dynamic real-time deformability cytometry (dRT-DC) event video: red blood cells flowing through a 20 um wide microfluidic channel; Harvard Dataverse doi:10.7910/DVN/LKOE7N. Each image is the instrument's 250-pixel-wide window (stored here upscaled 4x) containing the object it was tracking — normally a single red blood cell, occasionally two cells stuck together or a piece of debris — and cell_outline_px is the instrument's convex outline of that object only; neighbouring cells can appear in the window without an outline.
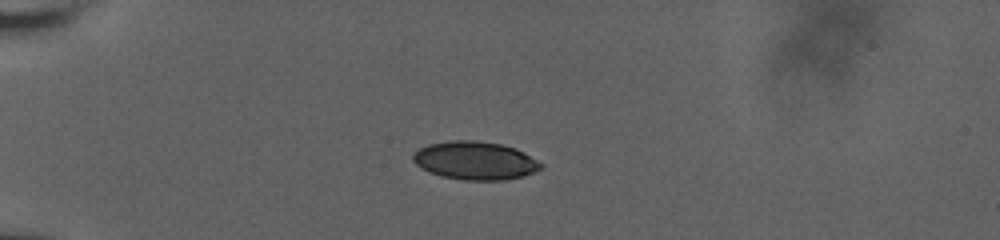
{"species": "human", "species_latin": "Homo sapiens", "temperature_condition": "room temperature", "stored_images_in_passage": 12, "camera_frame_rate_fps": 3000, "um_per_image_px": 0.085, "donor": {"sex": "male"}, "frame": {"image": 1, "passage_image": 6, "time_ms": 5.0, "image_size_px": [1000, 240], "cell_outline_px": [[544, 168], [524, 176], [504, 180], [464, 180], [440, 176], [428, 172], [420, 168], [412, 160], [412, 156], [420, 148], [428, 144], [452, 140], [476, 140], [500, 144], [516, 148], [524, 152], [544, 164]], "centroid_in_image_um": [40.4, 13.65], "position_along_channel_um": 44.6, "area_um2": 28.73}}
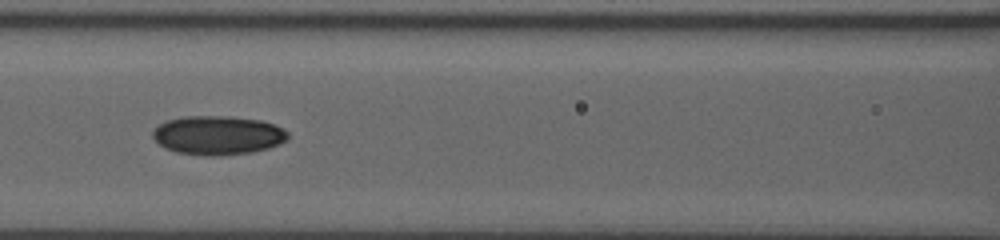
{"frame": {"image": 2, "passage_image": 10, "time_ms": 9.0, "image_size_px": [1000, 240], "cell_outline_px": [[288, 140], [280, 144], [268, 148], [252, 152], [216, 156], [204, 156], [176, 152], [164, 148], [152, 136], [152, 132], [160, 124], [168, 120], [184, 116], [228, 116], [260, 120], [276, 124], [284, 128], [288, 132]], "centroid_in_image_um": [18.55, 11.5], "position_along_channel_um": 148.1, "area_um2": 30.87}}
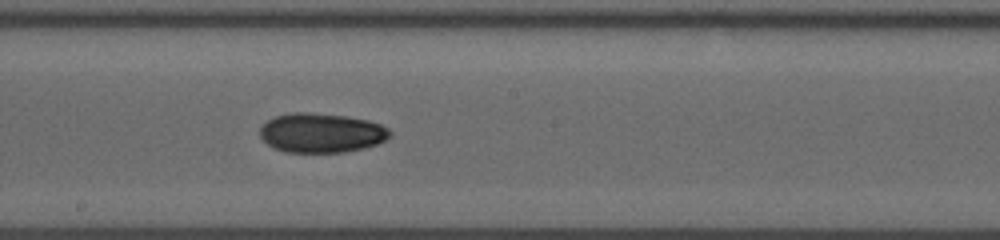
{"frame": {"image": 3, "passage_image": 12, "time_ms": 11.0, "image_size_px": [1000, 240], "cell_outline_px": [[392, 132], [384, 140], [376, 144], [364, 148], [344, 152], [284, 152], [272, 148], [260, 136], [260, 128], [268, 120], [276, 116], [292, 112], [308, 112], [344, 116], [368, 120], [380, 124], [388, 128]], "centroid_in_image_um": [27.3, 11.3], "position_along_channel_um": 220.9, "area_um2": 29.77}}